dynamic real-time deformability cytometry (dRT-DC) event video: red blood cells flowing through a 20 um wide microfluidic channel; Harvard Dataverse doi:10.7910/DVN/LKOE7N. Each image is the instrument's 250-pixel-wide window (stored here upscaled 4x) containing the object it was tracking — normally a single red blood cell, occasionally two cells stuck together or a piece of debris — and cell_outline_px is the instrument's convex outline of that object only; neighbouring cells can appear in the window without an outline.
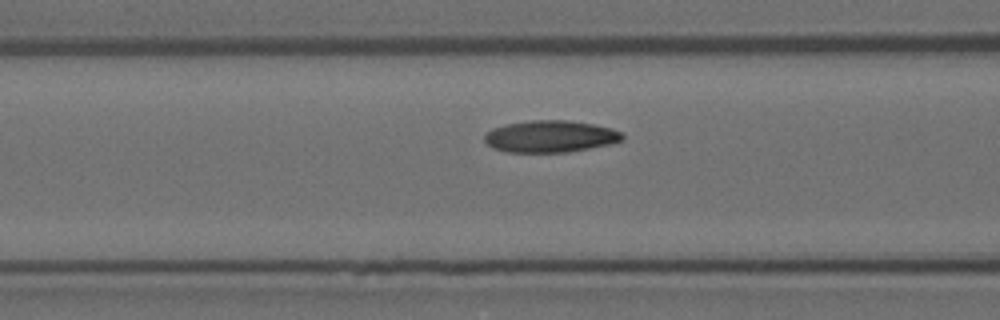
{"species": "Egyptian fruit bat (a non-hibernating species)", "species_latin": "Rousettus aegyptiacus", "temperature_condition": "room temperature", "stored_images_in_passage": 5, "camera_frame_rate_fps": 3000, "um_per_image_px": 0.085, "animal": {"sex": "female"}, "frame": {"image": 1, "passage_image": 5, "time_ms": 4.667, "image_size_px": [1000, 320], "cell_outline_px": [[624, 140], [608, 144], [568, 152], [508, 152], [492, 148], [484, 140], [484, 136], [492, 128], [508, 124], [532, 120], [568, 120], [592, 124], [612, 128], [620, 132], [624, 136]], "centroid_in_image_um": [46.77, 11.59], "position_along_channel_um": 119.8, "area_um2": 25.43}}